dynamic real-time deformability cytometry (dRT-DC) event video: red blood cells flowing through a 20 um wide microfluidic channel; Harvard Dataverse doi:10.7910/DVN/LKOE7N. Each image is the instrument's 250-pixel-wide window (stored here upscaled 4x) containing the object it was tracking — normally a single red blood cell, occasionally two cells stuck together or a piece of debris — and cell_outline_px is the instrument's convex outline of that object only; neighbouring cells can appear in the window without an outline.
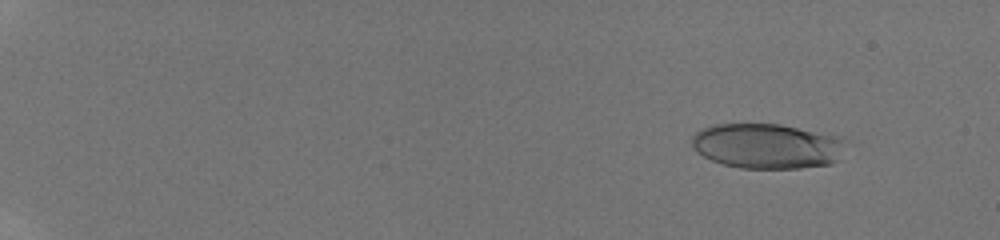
{"species": "human", "species_latin": "Homo sapiens", "temperature_condition": "room temperature", "stored_images_in_passage": 54, "camera_frame_rate_fps": 3000, "um_per_image_px": 0.085, "donor": {"sex": "male"}, "frame": {"image": 1, "passage_image": 11, "time_ms": 2.0, "image_size_px": [1000, 240], "cell_outline_px": [[848, 140], [836, 160], [832, 164], [796, 168], [740, 168], [724, 164], [712, 160], [696, 152], [692, 144], [692, 136], [696, 132], [704, 128], [716, 124], [780, 124], [844, 136]], "centroid_in_image_um": [65.25, 12.4], "position_along_channel_um": 19.8, "area_um2": 40.63}}
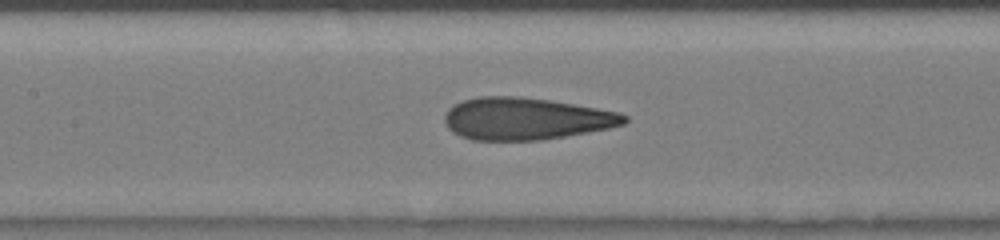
{"frame": {"image": 2, "passage_image": 46, "time_ms": 9.667, "image_size_px": [1000, 240], "cell_outline_px": [[628, 120], [624, 124], [608, 128], [588, 132], [544, 140], [472, 140], [460, 136], [452, 132], [448, 128], [444, 120], [444, 116], [448, 108], [452, 104], [464, 100], [480, 96], [520, 96], [548, 100], [620, 112], [628, 116]], "centroid_in_image_um": [44.67, 10.09], "position_along_channel_um": 162.7, "area_um2": 44.22}}
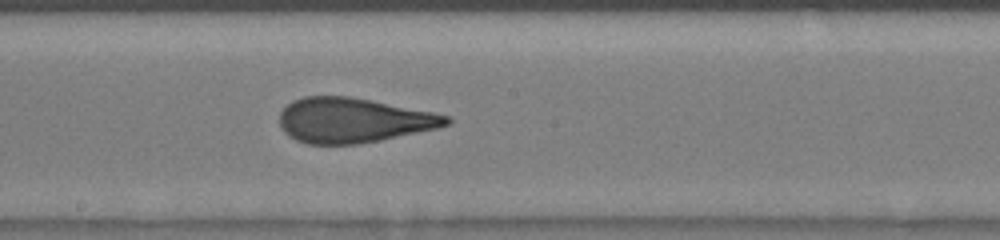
{"frame": {"image": 3, "passage_image": 49, "time_ms": 11.0, "image_size_px": [1000, 240], "cell_outline_px": [[452, 124], [440, 128], [380, 140], [356, 144], [308, 144], [296, 140], [284, 132], [280, 128], [280, 112], [292, 100], [304, 96], [348, 96], [372, 100], [432, 112], [448, 116], [452, 120]], "centroid_in_image_um": [30.04, 10.22], "position_along_channel_um": 218.2, "area_um2": 43.7}}